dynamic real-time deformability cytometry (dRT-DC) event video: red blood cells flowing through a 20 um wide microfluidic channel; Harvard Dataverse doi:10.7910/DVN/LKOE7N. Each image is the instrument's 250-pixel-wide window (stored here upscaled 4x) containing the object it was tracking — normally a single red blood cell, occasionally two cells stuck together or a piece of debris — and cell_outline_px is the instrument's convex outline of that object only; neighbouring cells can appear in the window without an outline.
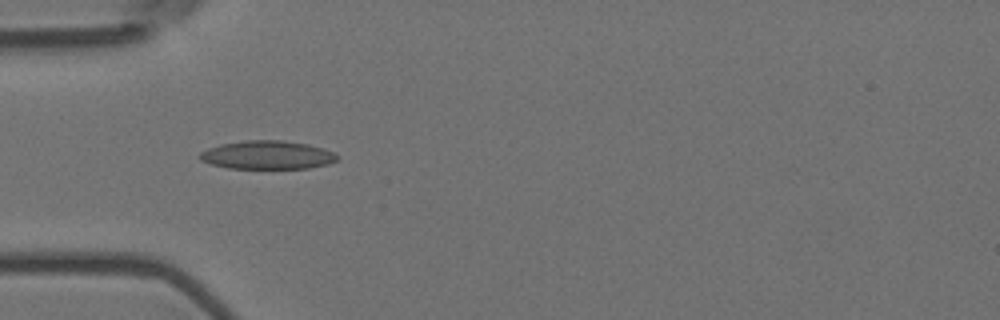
{"species": "Egyptian fruit bat (a non-hibernating species)", "species_latin": "Rousettus aegyptiacus", "temperature_condition": "room temperature", "stored_images_in_passage": 29, "camera_frame_rate_fps": 3000, "um_per_image_px": 0.085, "animal": {"sex": "female"}, "frame": {"image": 1, "passage_image": 5, "time_ms": 1.333, "image_size_px": [1000, 320], "cell_outline_px": [[340, 156], [336, 160], [328, 164], [308, 168], [228, 168], [212, 164], [200, 160], [196, 156], [200, 152], [208, 148], [220, 144], [244, 140], [280, 140], [308, 144], [324, 148]], "centroid_in_image_um": [22.7, 13.17], "position_along_channel_um": 62.3, "area_um2": 22.83}}
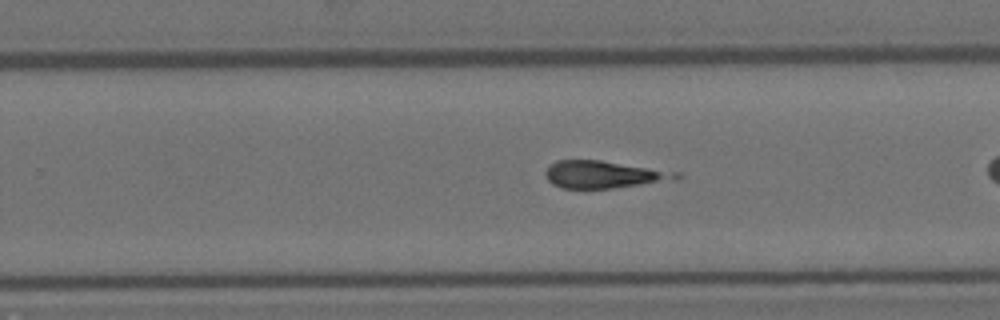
{"frame": {"image": 2, "passage_image": 20, "time_ms": 6.333, "image_size_px": [1000, 320], "cell_outline_px": [[684, 176], [680, 180], [612, 188], [560, 188], [552, 184], [548, 180], [544, 172], [548, 164], [556, 160], [600, 160], [680, 172]], "centroid_in_image_um": [51.37, 14.83], "position_along_channel_um": 278.4, "area_um2": 21.21}}